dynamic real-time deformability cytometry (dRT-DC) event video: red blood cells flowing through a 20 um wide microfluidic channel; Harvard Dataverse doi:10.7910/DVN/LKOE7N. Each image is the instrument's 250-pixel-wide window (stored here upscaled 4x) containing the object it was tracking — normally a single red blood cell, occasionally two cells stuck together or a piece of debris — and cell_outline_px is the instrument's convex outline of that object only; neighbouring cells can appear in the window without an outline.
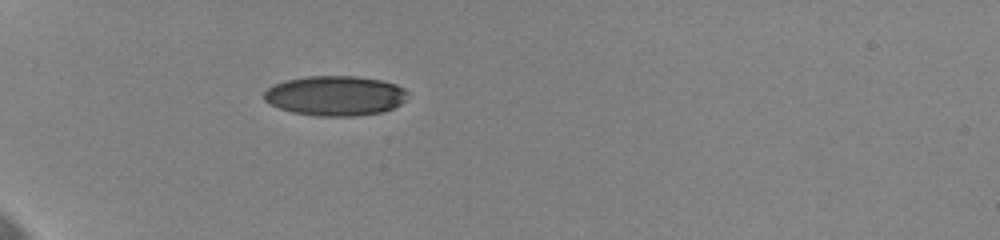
{"species": "human", "species_latin": "Homo sapiens", "temperature_condition": "cold", "stored_images_in_passage": 16, "camera_frame_rate_fps": 3000, "um_per_image_px": 0.085, "donor": {"sex": "female"}, "frame": {"image": 1, "passage_image": 14, "time_ms": 3.0, "image_size_px": [1000, 240], "cell_outline_px": [[408, 100], [384, 112], [356, 116], [316, 116], [292, 112], [280, 108], [264, 100], [264, 92], [268, 88], [284, 80], [308, 76], [356, 76], [380, 80], [396, 84], [404, 88], [408, 92]], "centroid_in_image_um": [28.54, 8.14], "position_along_channel_um": 56.5, "area_um2": 33.52}}